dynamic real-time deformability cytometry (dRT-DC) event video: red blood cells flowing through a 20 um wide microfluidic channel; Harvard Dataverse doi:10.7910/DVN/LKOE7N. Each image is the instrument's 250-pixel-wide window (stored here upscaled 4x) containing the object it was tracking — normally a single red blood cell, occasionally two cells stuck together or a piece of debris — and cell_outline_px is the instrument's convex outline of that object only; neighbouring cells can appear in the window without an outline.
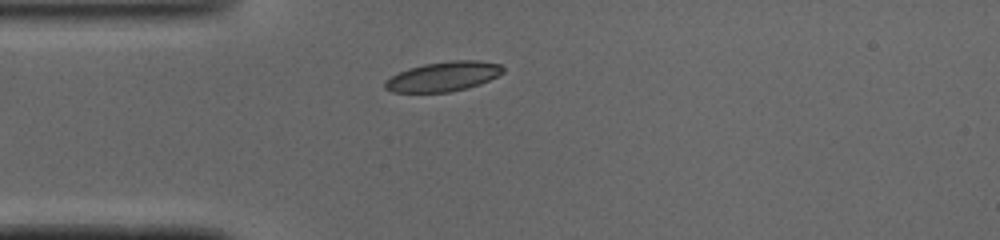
{"species": "common noctule bat (a hibernating species)", "species_latin": "Nyctalus noctula", "temperature_condition": "cold", "stored_images_in_passage": 37, "camera_frame_rate_fps": 3000, "um_per_image_px": 0.085, "animal": {"sex": "male", "body_mass_g": 19.0, "forearm_length_mm": 50.8}, "frame": {"image": 1, "passage_image": 1, "time_ms": 0.0, "image_size_px": [1000, 240], "cell_outline_px": [[504, 72], [480, 84], [468, 88], [448, 92], [392, 92], [384, 88], [384, 80], [408, 68], [424, 64], [448, 60], [476, 60], [500, 64], [504, 68]], "centroid_in_image_um": [37.67, 6.5], "position_along_channel_um": 47.3, "area_um2": 20.4}}
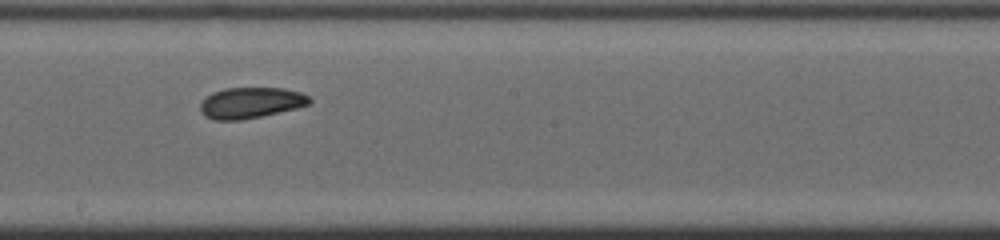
{"frame": {"image": 2, "passage_image": 15, "time_ms": 4.667, "image_size_px": [1000, 240], "cell_outline_px": [[312, 100], [308, 104], [296, 108], [260, 116], [240, 120], [216, 120], [204, 116], [200, 108], [200, 104], [212, 92], [224, 88], [284, 88], [300, 92], [308, 96]], "centroid_in_image_um": [21.3, 8.73], "position_along_channel_um": 226.9, "area_um2": 19.48}}
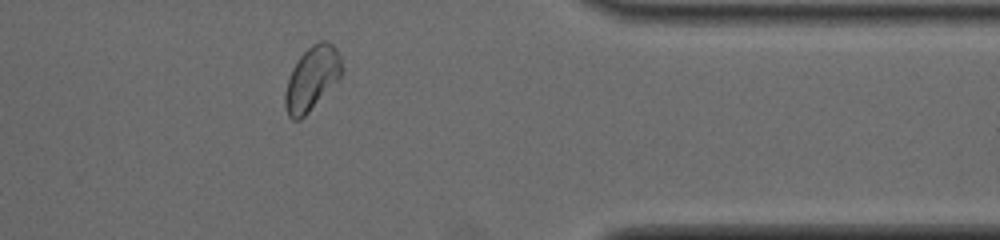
{"frame": {"image": 3, "passage_image": 28, "time_ms": 9.0, "image_size_px": [1000, 240], "cell_outline_px": [[344, 72], [308, 112], [300, 120], [292, 120], [288, 116], [284, 104], [284, 92], [292, 68], [300, 56], [312, 44], [320, 40], [324, 40], [332, 44], [336, 48], [340, 56], [344, 68]], "centroid_in_image_um": [26.5, 6.65], "position_along_channel_um": 384.9, "area_um2": 20.98}, "authors_computed_cell_mechanics": {"area_um2": 20.2878, "velocity_mm_per_s": 4.0669, "shape_relaxation_time_tau1_ms": 7.3043, "shape_relaxation_time_tau2_ms": 2.9589, "deformation_change_tau1": 0.1288, "deformation_change_tau2": 0.0631}}